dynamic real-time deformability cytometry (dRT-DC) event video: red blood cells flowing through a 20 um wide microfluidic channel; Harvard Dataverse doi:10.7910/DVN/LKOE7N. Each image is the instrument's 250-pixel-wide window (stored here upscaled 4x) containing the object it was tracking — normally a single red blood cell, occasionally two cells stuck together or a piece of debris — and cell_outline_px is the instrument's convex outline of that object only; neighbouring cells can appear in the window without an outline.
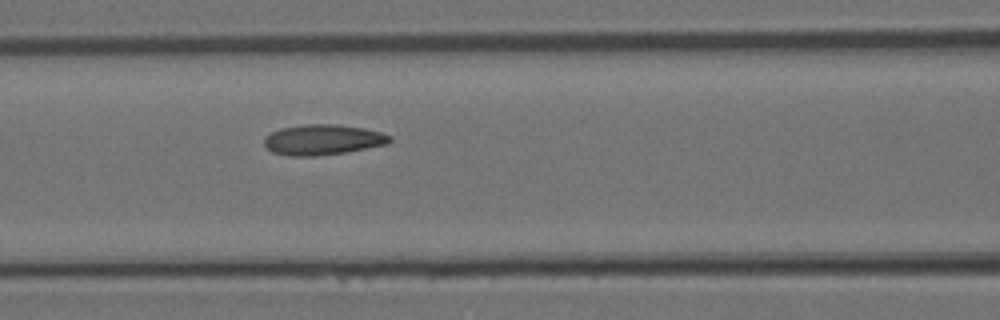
{"species": "Egyptian fruit bat (a non-hibernating species)", "species_latin": "Rousettus aegyptiacus", "temperature_condition": "room temperature", "stored_images_in_passage": 3, "camera_frame_rate_fps": 3000, "um_per_image_px": 0.085, "animal": {"sex": "female"}, "frame": {"image": 1, "passage_image": 3, "time_ms": 0.667, "image_size_px": [1000, 320], "cell_outline_px": [[392, 140], [388, 144], [344, 152], [316, 156], [292, 156], [272, 152], [264, 144], [264, 136], [280, 128], [308, 124], [336, 124], [364, 128], [380, 132], [392, 136]], "centroid_in_image_um": [27.44, 11.87], "position_along_channel_um": 139.2, "area_um2": 22.2}}